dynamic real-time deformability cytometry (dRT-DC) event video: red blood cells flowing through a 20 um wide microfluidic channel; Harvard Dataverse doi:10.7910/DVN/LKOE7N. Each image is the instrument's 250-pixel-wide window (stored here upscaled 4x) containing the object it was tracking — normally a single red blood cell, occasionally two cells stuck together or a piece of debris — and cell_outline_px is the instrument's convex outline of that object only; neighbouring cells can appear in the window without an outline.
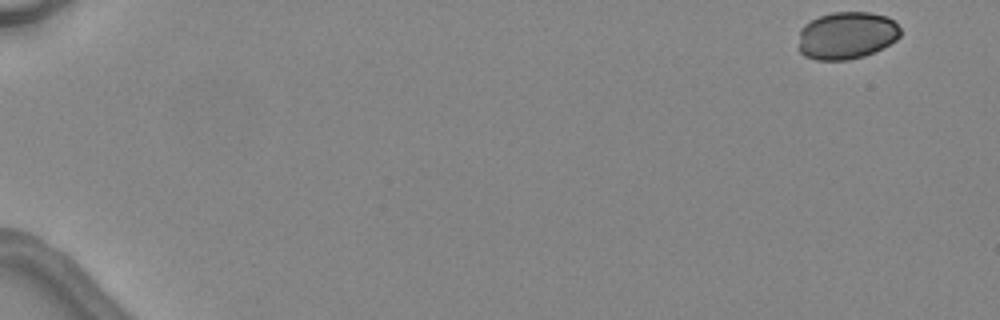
{"species": "common noctule bat (a hibernating species)", "species_latin": "Nyctalus noctula", "temperature_condition": "warm", "stored_images_in_passage": 4, "camera_frame_rate_fps": 3000, "um_per_image_px": 0.085, "animal": {"sex": "female", "body_mass_g": 24.6, "forearm_length_mm": 56.2}, "frame": {"image": 1, "passage_image": 1, "time_ms": 0.0, "image_size_px": [1000, 320], "cell_outline_px": [[900, 36], [896, 40], [864, 56], [848, 60], [816, 60], [804, 56], [800, 52], [800, 28], [804, 24], [820, 16], [832, 12], [868, 12], [888, 16], [900, 28]], "centroid_in_image_um": [71.95, 3.01], "position_along_channel_um": 13.0, "area_um2": 28.03}}